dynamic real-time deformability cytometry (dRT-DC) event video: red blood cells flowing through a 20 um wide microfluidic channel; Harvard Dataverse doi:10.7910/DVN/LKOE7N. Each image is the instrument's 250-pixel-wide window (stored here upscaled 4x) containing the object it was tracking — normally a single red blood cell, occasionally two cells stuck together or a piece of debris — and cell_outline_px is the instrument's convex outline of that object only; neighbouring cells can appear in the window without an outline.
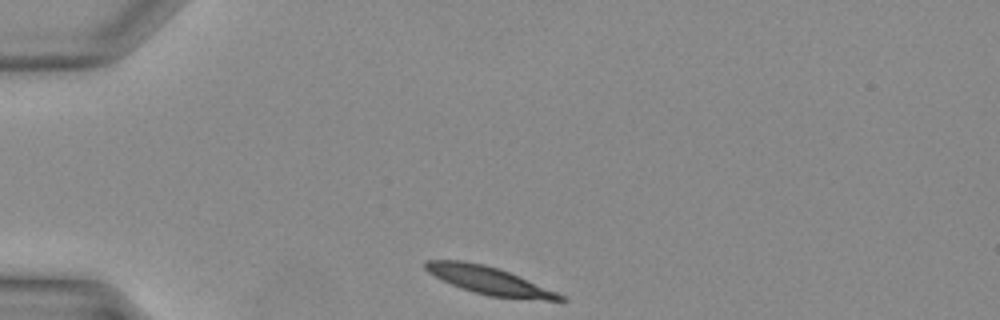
{"species": "Egyptian fruit bat (a non-hibernating species)", "species_latin": "Rousettus aegyptiacus", "temperature_condition": "warm", "stored_images_in_passage": 26, "camera_frame_rate_fps": 3000, "um_per_image_px": 0.085, "animal": {"sex": "female"}, "frame": {"image": 1, "passage_image": 1, "time_ms": 0.0, "image_size_px": [1000, 320], "cell_outline_px": [[568, 300], [544, 300], [488, 296], [452, 284], [428, 272], [424, 268], [424, 264], [428, 260], [464, 260], [484, 264], [500, 268], [556, 292], [564, 296]], "centroid_in_image_um": [41.57, 23.82], "position_along_channel_um": 43.4, "area_um2": 21.33}}
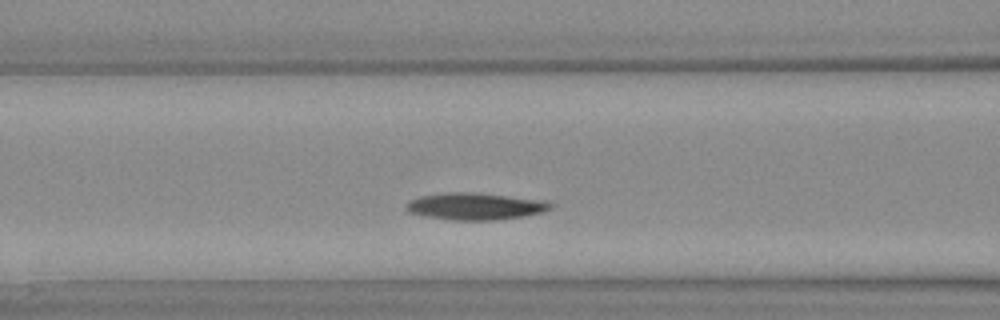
{"frame": {"image": 2, "passage_image": 8, "time_ms": 2.333, "image_size_px": [1000, 320], "cell_outline_px": [[552, 208], [544, 212], [528, 216], [496, 220], [452, 220], [424, 216], [408, 212], [404, 208], [404, 204], [408, 200], [420, 196], [448, 192], [468, 192], [504, 196], [536, 200], [552, 204]], "centroid_in_image_um": [40.3, 17.55], "position_along_channel_um": 126.3, "area_um2": 22.54}}
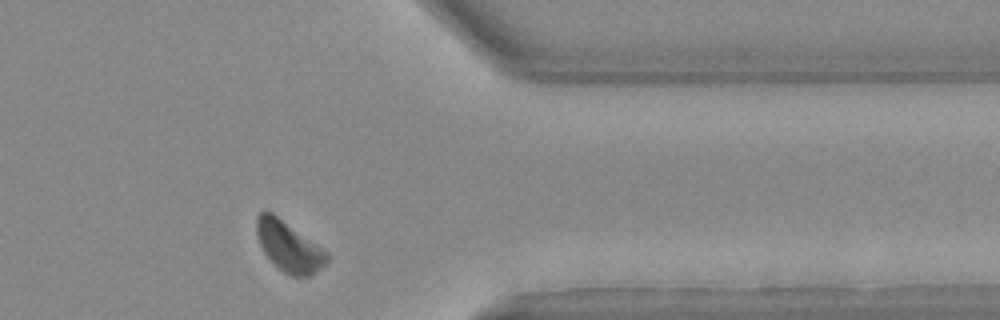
{"frame": {"image": 3, "passage_image": 24, "time_ms": 7.667, "image_size_px": [1000, 320], "cell_outline_px": [[328, 260], [312, 276], [292, 276], [284, 272], [264, 252], [256, 236], [256, 216], [260, 212], [272, 212], [328, 252]], "centroid_in_image_um": [24.55, 20.94], "position_along_channel_um": 386.9, "area_um2": 20.23}}